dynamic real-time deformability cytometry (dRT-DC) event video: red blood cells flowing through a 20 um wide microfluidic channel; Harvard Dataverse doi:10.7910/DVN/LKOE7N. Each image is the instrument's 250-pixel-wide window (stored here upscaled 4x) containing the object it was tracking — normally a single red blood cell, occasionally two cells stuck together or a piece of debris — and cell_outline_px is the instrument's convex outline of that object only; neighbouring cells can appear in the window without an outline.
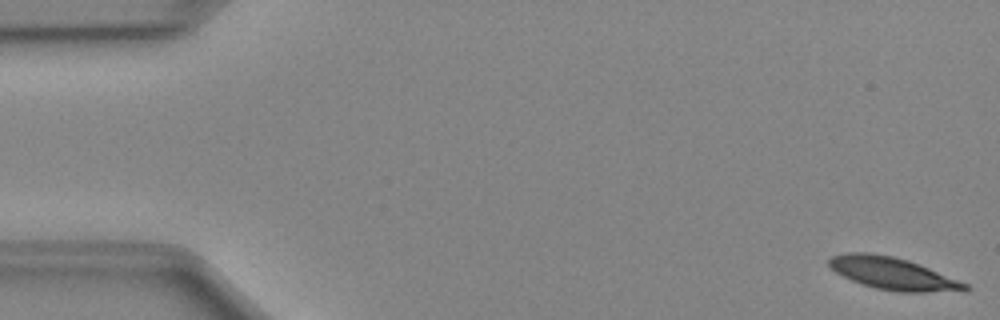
{"species": "Egyptian fruit bat (a non-hibernating species)", "species_latin": "Rousettus aegyptiacus", "temperature_condition": "cold", "stored_images_in_passage": 13, "camera_frame_rate_fps": 3000, "um_per_image_px": 0.085, "animal": {"sex": "female"}, "frame": {"image": 1, "passage_image": 1, "time_ms": 0.0, "image_size_px": [1000, 320], "cell_outline_px": [[972, 288], [964, 292], [896, 292], [876, 288], [852, 280], [836, 272], [828, 264], [828, 260], [832, 256], [848, 252], [868, 252], [892, 256], [908, 260], [920, 264], [968, 284]], "centroid_in_image_um": [75.96, 23.26], "position_along_channel_um": 9.0, "area_um2": 25.66}}
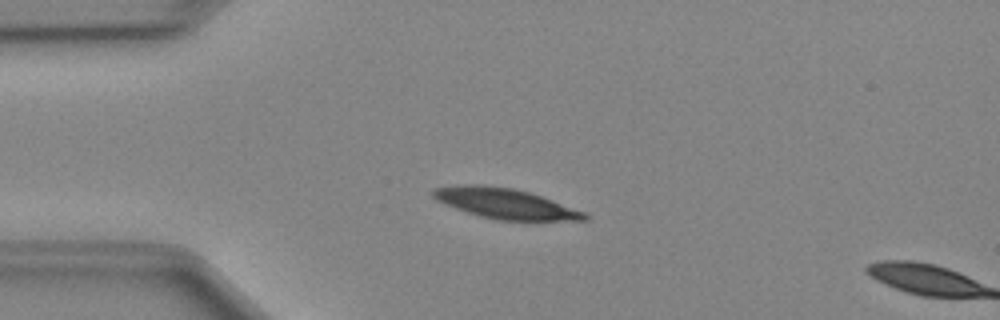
{"frame": {"image": 2, "passage_image": 12, "time_ms": 3.667, "image_size_px": [1000, 320], "cell_outline_px": [[588, 220], [496, 220], [480, 216], [444, 204], [436, 200], [432, 196], [432, 188], [456, 184], [484, 184], [512, 188], [528, 192], [588, 212]], "centroid_in_image_um": [42.92, 17.28], "position_along_channel_um": 42.1, "area_um2": 26.82}}